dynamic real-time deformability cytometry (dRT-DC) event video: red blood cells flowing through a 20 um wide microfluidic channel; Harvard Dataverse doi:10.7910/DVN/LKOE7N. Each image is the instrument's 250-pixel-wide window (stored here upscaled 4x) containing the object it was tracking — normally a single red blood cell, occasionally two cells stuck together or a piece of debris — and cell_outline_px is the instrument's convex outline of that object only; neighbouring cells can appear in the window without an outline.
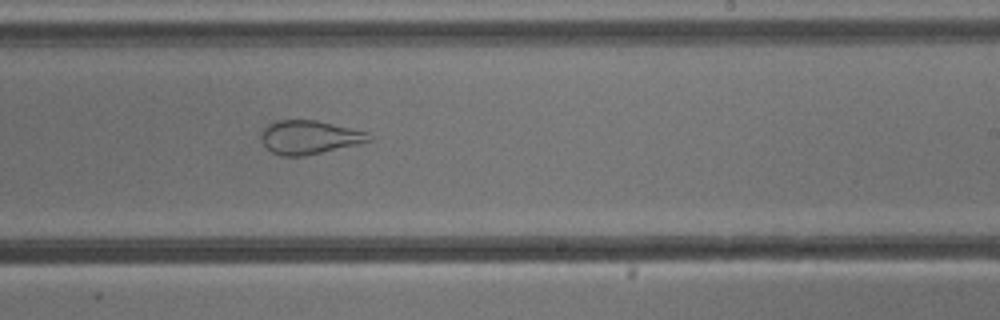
{"species": "common noctule bat (a hibernating species)", "species_latin": "Nyctalus noctula", "temperature_condition": "cold", "stored_images_in_passage": 37, "camera_frame_rate_fps": 3000, "um_per_image_px": 0.085, "animal": {"sex": "male", "body_mass_g": 13.3}, "frame": {"image": 1, "passage_image": 16, "time_ms": 5.0, "image_size_px": [1000, 320], "cell_outline_px": [[372, 140], [356, 144], [304, 156], [280, 156], [272, 152], [264, 144], [260, 136], [260, 132], [268, 124], [276, 120], [316, 120], [368, 132]], "centroid_in_image_um": [26.25, 11.66], "position_along_channel_um": 262.8, "area_um2": 20.92}, "authors_computed_cell_mechanics": {"area_um2": 28.3798, "velocity_mm_per_s": 3.8168, "shape_relaxation_time_tau1_ms": null, "shape_relaxation_time_tau2_ms": 0.6681, "deformation_change_tau1": null, "deformation_change_tau2": 0.0746}}